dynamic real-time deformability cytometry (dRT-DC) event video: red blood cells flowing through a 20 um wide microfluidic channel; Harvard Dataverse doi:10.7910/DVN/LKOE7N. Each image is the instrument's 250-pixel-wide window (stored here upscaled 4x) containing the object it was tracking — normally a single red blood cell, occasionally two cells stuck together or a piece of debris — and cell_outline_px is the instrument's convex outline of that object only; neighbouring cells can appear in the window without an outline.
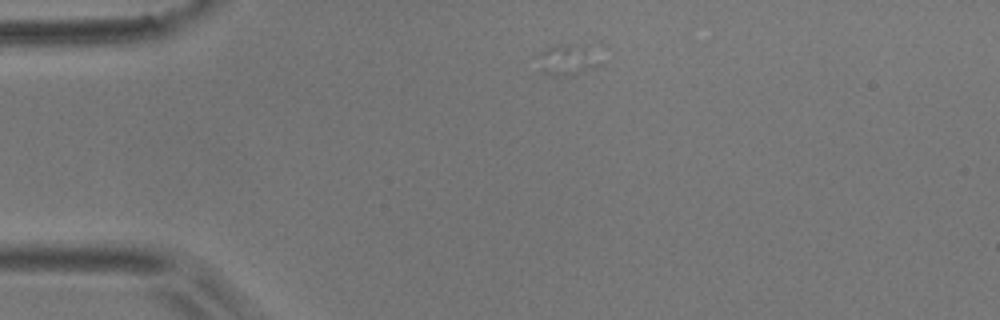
{"species": "common noctule bat (a hibernating species)", "species_latin": "Nyctalus noctula", "temperature_condition": "room temperature", "stored_images_in_passage": 2, "camera_frame_rate_fps": 3000, "um_per_image_px": 0.085, "animal": {"sex": "male", "body_mass_g": 17.9}, "frame": {"image": 1, "passage_image": 1, "time_ms": 0.0, "image_size_px": [1000, 320], "cell_outline_px": [[600, 64], [596, 68], [568, 80], [540, 72], [540, 52], [556, 44], [592, 44]], "centroid_in_image_um": [48.32, 5.13], "position_along_channel_um": 36.7, "area_um2": 12.14}}